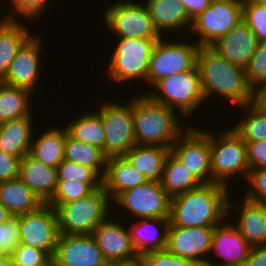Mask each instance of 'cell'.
Returning <instances> with one entry per match:
<instances>
[{
	"label": "cell",
	"instance_id": "obj_1",
	"mask_svg": "<svg viewBox=\"0 0 266 266\" xmlns=\"http://www.w3.org/2000/svg\"><path fill=\"white\" fill-rule=\"evenodd\" d=\"M230 188L219 184H201L170 200L171 225L179 227H215L227 217Z\"/></svg>",
	"mask_w": 266,
	"mask_h": 266
},
{
	"label": "cell",
	"instance_id": "obj_2",
	"mask_svg": "<svg viewBox=\"0 0 266 266\" xmlns=\"http://www.w3.org/2000/svg\"><path fill=\"white\" fill-rule=\"evenodd\" d=\"M197 66L205 100L217 94L238 107L255 101V93L247 82L245 69L230 63L211 47H199Z\"/></svg>",
	"mask_w": 266,
	"mask_h": 266
},
{
	"label": "cell",
	"instance_id": "obj_3",
	"mask_svg": "<svg viewBox=\"0 0 266 266\" xmlns=\"http://www.w3.org/2000/svg\"><path fill=\"white\" fill-rule=\"evenodd\" d=\"M179 115L174 109L153 101L146 93L133 98V122L136 145L171 148L186 131L180 126ZM183 128V129H182Z\"/></svg>",
	"mask_w": 266,
	"mask_h": 266
},
{
	"label": "cell",
	"instance_id": "obj_4",
	"mask_svg": "<svg viewBox=\"0 0 266 266\" xmlns=\"http://www.w3.org/2000/svg\"><path fill=\"white\" fill-rule=\"evenodd\" d=\"M110 198L101 186L78 200L60 204L55 210L58 216L59 234H92L94 229L110 217Z\"/></svg>",
	"mask_w": 266,
	"mask_h": 266
},
{
	"label": "cell",
	"instance_id": "obj_5",
	"mask_svg": "<svg viewBox=\"0 0 266 266\" xmlns=\"http://www.w3.org/2000/svg\"><path fill=\"white\" fill-rule=\"evenodd\" d=\"M150 89L145 93L153 101L180 111L184 118L194 114L205 101L197 64L191 70L160 79Z\"/></svg>",
	"mask_w": 266,
	"mask_h": 266
},
{
	"label": "cell",
	"instance_id": "obj_6",
	"mask_svg": "<svg viewBox=\"0 0 266 266\" xmlns=\"http://www.w3.org/2000/svg\"><path fill=\"white\" fill-rule=\"evenodd\" d=\"M209 143L212 180L228 188L231 177L230 181L234 180L235 176L245 180L250 167L246 142L242 137L233 128L218 132L216 135L209 130Z\"/></svg>",
	"mask_w": 266,
	"mask_h": 266
},
{
	"label": "cell",
	"instance_id": "obj_7",
	"mask_svg": "<svg viewBox=\"0 0 266 266\" xmlns=\"http://www.w3.org/2000/svg\"><path fill=\"white\" fill-rule=\"evenodd\" d=\"M159 40L118 38L105 73L115 84H123L127 80L130 83L133 80L146 82L152 49Z\"/></svg>",
	"mask_w": 266,
	"mask_h": 266
},
{
	"label": "cell",
	"instance_id": "obj_8",
	"mask_svg": "<svg viewBox=\"0 0 266 266\" xmlns=\"http://www.w3.org/2000/svg\"><path fill=\"white\" fill-rule=\"evenodd\" d=\"M129 103L104 101L96 111L105 131L103 154L108 158L123 157L136 145L133 122V98Z\"/></svg>",
	"mask_w": 266,
	"mask_h": 266
},
{
	"label": "cell",
	"instance_id": "obj_9",
	"mask_svg": "<svg viewBox=\"0 0 266 266\" xmlns=\"http://www.w3.org/2000/svg\"><path fill=\"white\" fill-rule=\"evenodd\" d=\"M103 8L104 23L119 38L161 39L144 3L118 0Z\"/></svg>",
	"mask_w": 266,
	"mask_h": 266
},
{
	"label": "cell",
	"instance_id": "obj_10",
	"mask_svg": "<svg viewBox=\"0 0 266 266\" xmlns=\"http://www.w3.org/2000/svg\"><path fill=\"white\" fill-rule=\"evenodd\" d=\"M168 37H162L152 49L146 83L149 87L164 77L191 70L197 64L200 46L196 42H168Z\"/></svg>",
	"mask_w": 266,
	"mask_h": 266
},
{
	"label": "cell",
	"instance_id": "obj_11",
	"mask_svg": "<svg viewBox=\"0 0 266 266\" xmlns=\"http://www.w3.org/2000/svg\"><path fill=\"white\" fill-rule=\"evenodd\" d=\"M189 126L171 146L170 153L193 174L201 184L215 183L211 172L209 131Z\"/></svg>",
	"mask_w": 266,
	"mask_h": 266
},
{
	"label": "cell",
	"instance_id": "obj_12",
	"mask_svg": "<svg viewBox=\"0 0 266 266\" xmlns=\"http://www.w3.org/2000/svg\"><path fill=\"white\" fill-rule=\"evenodd\" d=\"M243 20V5L212 0L211 5L192 20L189 33L200 47H210Z\"/></svg>",
	"mask_w": 266,
	"mask_h": 266
},
{
	"label": "cell",
	"instance_id": "obj_13",
	"mask_svg": "<svg viewBox=\"0 0 266 266\" xmlns=\"http://www.w3.org/2000/svg\"><path fill=\"white\" fill-rule=\"evenodd\" d=\"M16 217L20 243L41 249L53 258L59 236L56 210L45 203L33 212Z\"/></svg>",
	"mask_w": 266,
	"mask_h": 266
},
{
	"label": "cell",
	"instance_id": "obj_14",
	"mask_svg": "<svg viewBox=\"0 0 266 266\" xmlns=\"http://www.w3.org/2000/svg\"><path fill=\"white\" fill-rule=\"evenodd\" d=\"M171 197L161 182L146 183L121 193L114 203L124 208L135 219L169 218Z\"/></svg>",
	"mask_w": 266,
	"mask_h": 266
},
{
	"label": "cell",
	"instance_id": "obj_15",
	"mask_svg": "<svg viewBox=\"0 0 266 266\" xmlns=\"http://www.w3.org/2000/svg\"><path fill=\"white\" fill-rule=\"evenodd\" d=\"M107 217L92 232L96 244L110 266L135 265L139 263L129 229L113 216Z\"/></svg>",
	"mask_w": 266,
	"mask_h": 266
},
{
	"label": "cell",
	"instance_id": "obj_16",
	"mask_svg": "<svg viewBox=\"0 0 266 266\" xmlns=\"http://www.w3.org/2000/svg\"><path fill=\"white\" fill-rule=\"evenodd\" d=\"M42 44L41 37L33 33L18 49L6 75L0 81L33 94L38 87L42 70L39 64L42 62L39 59L42 55Z\"/></svg>",
	"mask_w": 266,
	"mask_h": 266
},
{
	"label": "cell",
	"instance_id": "obj_17",
	"mask_svg": "<svg viewBox=\"0 0 266 266\" xmlns=\"http://www.w3.org/2000/svg\"><path fill=\"white\" fill-rule=\"evenodd\" d=\"M52 259L55 266H110L92 234H59Z\"/></svg>",
	"mask_w": 266,
	"mask_h": 266
},
{
	"label": "cell",
	"instance_id": "obj_18",
	"mask_svg": "<svg viewBox=\"0 0 266 266\" xmlns=\"http://www.w3.org/2000/svg\"><path fill=\"white\" fill-rule=\"evenodd\" d=\"M213 231L214 227H179L169 224L166 248L179 257L206 266Z\"/></svg>",
	"mask_w": 266,
	"mask_h": 266
},
{
	"label": "cell",
	"instance_id": "obj_19",
	"mask_svg": "<svg viewBox=\"0 0 266 266\" xmlns=\"http://www.w3.org/2000/svg\"><path fill=\"white\" fill-rule=\"evenodd\" d=\"M226 221L216 225L212 234L210 255L214 253L217 259L222 257L221 261L217 264L209 257L206 266H243L248 257L252 246L232 222Z\"/></svg>",
	"mask_w": 266,
	"mask_h": 266
},
{
	"label": "cell",
	"instance_id": "obj_20",
	"mask_svg": "<svg viewBox=\"0 0 266 266\" xmlns=\"http://www.w3.org/2000/svg\"><path fill=\"white\" fill-rule=\"evenodd\" d=\"M258 43L254 32L242 20L210 47L230 63L245 69L255 53Z\"/></svg>",
	"mask_w": 266,
	"mask_h": 266
},
{
	"label": "cell",
	"instance_id": "obj_21",
	"mask_svg": "<svg viewBox=\"0 0 266 266\" xmlns=\"http://www.w3.org/2000/svg\"><path fill=\"white\" fill-rule=\"evenodd\" d=\"M235 204L228 198L227 216L229 217V213L231 215L235 213L233 210H238L239 214L233 220V224L241 235L252 247L266 245V205L255 203L245 198H243V204L242 202L240 203L242 207ZM239 210L241 211L239 212Z\"/></svg>",
	"mask_w": 266,
	"mask_h": 266
},
{
	"label": "cell",
	"instance_id": "obj_22",
	"mask_svg": "<svg viewBox=\"0 0 266 266\" xmlns=\"http://www.w3.org/2000/svg\"><path fill=\"white\" fill-rule=\"evenodd\" d=\"M159 224L161 228L157 226ZM169 224V218L162 217L140 218L131 222L128 229L139 257L147 252L166 248Z\"/></svg>",
	"mask_w": 266,
	"mask_h": 266
},
{
	"label": "cell",
	"instance_id": "obj_23",
	"mask_svg": "<svg viewBox=\"0 0 266 266\" xmlns=\"http://www.w3.org/2000/svg\"><path fill=\"white\" fill-rule=\"evenodd\" d=\"M147 180L124 157H112L106 161V170L102 186L107 192L111 204L121 193L146 183Z\"/></svg>",
	"mask_w": 266,
	"mask_h": 266
},
{
	"label": "cell",
	"instance_id": "obj_24",
	"mask_svg": "<svg viewBox=\"0 0 266 266\" xmlns=\"http://www.w3.org/2000/svg\"><path fill=\"white\" fill-rule=\"evenodd\" d=\"M150 18L155 29L161 36L170 31L174 34L180 29H191L192 20L189 18L180 0H145ZM165 30V31H164Z\"/></svg>",
	"mask_w": 266,
	"mask_h": 266
},
{
	"label": "cell",
	"instance_id": "obj_25",
	"mask_svg": "<svg viewBox=\"0 0 266 266\" xmlns=\"http://www.w3.org/2000/svg\"><path fill=\"white\" fill-rule=\"evenodd\" d=\"M44 203L52 196L56 188V168L47 166L30 153L20 161L18 176Z\"/></svg>",
	"mask_w": 266,
	"mask_h": 266
},
{
	"label": "cell",
	"instance_id": "obj_26",
	"mask_svg": "<svg viewBox=\"0 0 266 266\" xmlns=\"http://www.w3.org/2000/svg\"><path fill=\"white\" fill-rule=\"evenodd\" d=\"M32 118L33 115H27L0 123V150L2 152L21 159L30 153L34 135Z\"/></svg>",
	"mask_w": 266,
	"mask_h": 266
},
{
	"label": "cell",
	"instance_id": "obj_27",
	"mask_svg": "<svg viewBox=\"0 0 266 266\" xmlns=\"http://www.w3.org/2000/svg\"><path fill=\"white\" fill-rule=\"evenodd\" d=\"M0 203L14 217L33 212L45 204L19 177L0 182Z\"/></svg>",
	"mask_w": 266,
	"mask_h": 266
},
{
	"label": "cell",
	"instance_id": "obj_28",
	"mask_svg": "<svg viewBox=\"0 0 266 266\" xmlns=\"http://www.w3.org/2000/svg\"><path fill=\"white\" fill-rule=\"evenodd\" d=\"M169 153L168 147L134 145L123 157L142 173L147 181L161 182L163 165Z\"/></svg>",
	"mask_w": 266,
	"mask_h": 266
},
{
	"label": "cell",
	"instance_id": "obj_29",
	"mask_svg": "<svg viewBox=\"0 0 266 266\" xmlns=\"http://www.w3.org/2000/svg\"><path fill=\"white\" fill-rule=\"evenodd\" d=\"M22 22L0 18V80L6 75L18 49L33 34Z\"/></svg>",
	"mask_w": 266,
	"mask_h": 266
},
{
	"label": "cell",
	"instance_id": "obj_30",
	"mask_svg": "<svg viewBox=\"0 0 266 266\" xmlns=\"http://www.w3.org/2000/svg\"><path fill=\"white\" fill-rule=\"evenodd\" d=\"M36 139L33 137L30 154L47 166L56 168L64 160L66 128L46 129Z\"/></svg>",
	"mask_w": 266,
	"mask_h": 266
},
{
	"label": "cell",
	"instance_id": "obj_31",
	"mask_svg": "<svg viewBox=\"0 0 266 266\" xmlns=\"http://www.w3.org/2000/svg\"><path fill=\"white\" fill-rule=\"evenodd\" d=\"M69 122L64 127L70 137L104 149L105 131L101 116L95 109L84 112Z\"/></svg>",
	"mask_w": 266,
	"mask_h": 266
},
{
	"label": "cell",
	"instance_id": "obj_32",
	"mask_svg": "<svg viewBox=\"0 0 266 266\" xmlns=\"http://www.w3.org/2000/svg\"><path fill=\"white\" fill-rule=\"evenodd\" d=\"M30 91L0 81V123L32 115Z\"/></svg>",
	"mask_w": 266,
	"mask_h": 266
},
{
	"label": "cell",
	"instance_id": "obj_33",
	"mask_svg": "<svg viewBox=\"0 0 266 266\" xmlns=\"http://www.w3.org/2000/svg\"><path fill=\"white\" fill-rule=\"evenodd\" d=\"M64 160L92 168L101 178L106 170L107 158L102 149L94 145L77 141L66 131Z\"/></svg>",
	"mask_w": 266,
	"mask_h": 266
},
{
	"label": "cell",
	"instance_id": "obj_34",
	"mask_svg": "<svg viewBox=\"0 0 266 266\" xmlns=\"http://www.w3.org/2000/svg\"><path fill=\"white\" fill-rule=\"evenodd\" d=\"M161 184L170 197L201 185L187 168L171 153L165 159Z\"/></svg>",
	"mask_w": 266,
	"mask_h": 266
},
{
	"label": "cell",
	"instance_id": "obj_35",
	"mask_svg": "<svg viewBox=\"0 0 266 266\" xmlns=\"http://www.w3.org/2000/svg\"><path fill=\"white\" fill-rule=\"evenodd\" d=\"M240 108L245 116L232 128L245 142L266 141V112L255 102Z\"/></svg>",
	"mask_w": 266,
	"mask_h": 266
},
{
	"label": "cell",
	"instance_id": "obj_36",
	"mask_svg": "<svg viewBox=\"0 0 266 266\" xmlns=\"http://www.w3.org/2000/svg\"><path fill=\"white\" fill-rule=\"evenodd\" d=\"M102 183H84L77 180H57L53 196L46 202L56 209L60 204L78 200L98 189Z\"/></svg>",
	"mask_w": 266,
	"mask_h": 266
},
{
	"label": "cell",
	"instance_id": "obj_37",
	"mask_svg": "<svg viewBox=\"0 0 266 266\" xmlns=\"http://www.w3.org/2000/svg\"><path fill=\"white\" fill-rule=\"evenodd\" d=\"M245 74L254 93L266 85V42L258 43L255 53L245 68Z\"/></svg>",
	"mask_w": 266,
	"mask_h": 266
},
{
	"label": "cell",
	"instance_id": "obj_38",
	"mask_svg": "<svg viewBox=\"0 0 266 266\" xmlns=\"http://www.w3.org/2000/svg\"><path fill=\"white\" fill-rule=\"evenodd\" d=\"M57 180H77L84 183H102V178L90 167L63 160L56 167Z\"/></svg>",
	"mask_w": 266,
	"mask_h": 266
},
{
	"label": "cell",
	"instance_id": "obj_39",
	"mask_svg": "<svg viewBox=\"0 0 266 266\" xmlns=\"http://www.w3.org/2000/svg\"><path fill=\"white\" fill-rule=\"evenodd\" d=\"M139 266H202L196 261L173 254L167 248L147 252L139 257Z\"/></svg>",
	"mask_w": 266,
	"mask_h": 266
},
{
	"label": "cell",
	"instance_id": "obj_40",
	"mask_svg": "<svg viewBox=\"0 0 266 266\" xmlns=\"http://www.w3.org/2000/svg\"><path fill=\"white\" fill-rule=\"evenodd\" d=\"M9 1H11L10 7L12 6L11 8L13 9L12 10L9 9V14L8 15L6 14L5 16L2 17L8 20H17L20 17L21 18L24 17L23 19L25 20L28 18L30 20L39 18V15L41 16L44 15L45 9H47V6L50 5L48 4L50 0H9ZM16 15L18 18L16 17Z\"/></svg>",
	"mask_w": 266,
	"mask_h": 266
},
{
	"label": "cell",
	"instance_id": "obj_41",
	"mask_svg": "<svg viewBox=\"0 0 266 266\" xmlns=\"http://www.w3.org/2000/svg\"><path fill=\"white\" fill-rule=\"evenodd\" d=\"M243 21L254 32L258 42H266V5L244 4Z\"/></svg>",
	"mask_w": 266,
	"mask_h": 266
},
{
	"label": "cell",
	"instance_id": "obj_42",
	"mask_svg": "<svg viewBox=\"0 0 266 266\" xmlns=\"http://www.w3.org/2000/svg\"><path fill=\"white\" fill-rule=\"evenodd\" d=\"M14 266H44L51 257L43 250L22 243L11 254Z\"/></svg>",
	"mask_w": 266,
	"mask_h": 266
},
{
	"label": "cell",
	"instance_id": "obj_43",
	"mask_svg": "<svg viewBox=\"0 0 266 266\" xmlns=\"http://www.w3.org/2000/svg\"><path fill=\"white\" fill-rule=\"evenodd\" d=\"M248 189H246V200L266 205V168L250 169L246 180Z\"/></svg>",
	"mask_w": 266,
	"mask_h": 266
},
{
	"label": "cell",
	"instance_id": "obj_44",
	"mask_svg": "<svg viewBox=\"0 0 266 266\" xmlns=\"http://www.w3.org/2000/svg\"><path fill=\"white\" fill-rule=\"evenodd\" d=\"M19 243V219L13 216L0 223V250L4 255H11Z\"/></svg>",
	"mask_w": 266,
	"mask_h": 266
},
{
	"label": "cell",
	"instance_id": "obj_45",
	"mask_svg": "<svg viewBox=\"0 0 266 266\" xmlns=\"http://www.w3.org/2000/svg\"><path fill=\"white\" fill-rule=\"evenodd\" d=\"M250 169L266 168V141L246 142Z\"/></svg>",
	"mask_w": 266,
	"mask_h": 266
},
{
	"label": "cell",
	"instance_id": "obj_46",
	"mask_svg": "<svg viewBox=\"0 0 266 266\" xmlns=\"http://www.w3.org/2000/svg\"><path fill=\"white\" fill-rule=\"evenodd\" d=\"M21 158L0 150V182L18 178Z\"/></svg>",
	"mask_w": 266,
	"mask_h": 266
},
{
	"label": "cell",
	"instance_id": "obj_47",
	"mask_svg": "<svg viewBox=\"0 0 266 266\" xmlns=\"http://www.w3.org/2000/svg\"><path fill=\"white\" fill-rule=\"evenodd\" d=\"M191 20L207 9L212 0H180Z\"/></svg>",
	"mask_w": 266,
	"mask_h": 266
},
{
	"label": "cell",
	"instance_id": "obj_48",
	"mask_svg": "<svg viewBox=\"0 0 266 266\" xmlns=\"http://www.w3.org/2000/svg\"><path fill=\"white\" fill-rule=\"evenodd\" d=\"M243 266H266V245L251 247Z\"/></svg>",
	"mask_w": 266,
	"mask_h": 266
},
{
	"label": "cell",
	"instance_id": "obj_49",
	"mask_svg": "<svg viewBox=\"0 0 266 266\" xmlns=\"http://www.w3.org/2000/svg\"><path fill=\"white\" fill-rule=\"evenodd\" d=\"M266 112V85L255 92V101Z\"/></svg>",
	"mask_w": 266,
	"mask_h": 266
},
{
	"label": "cell",
	"instance_id": "obj_50",
	"mask_svg": "<svg viewBox=\"0 0 266 266\" xmlns=\"http://www.w3.org/2000/svg\"><path fill=\"white\" fill-rule=\"evenodd\" d=\"M13 217L10 212L0 203V223H4Z\"/></svg>",
	"mask_w": 266,
	"mask_h": 266
},
{
	"label": "cell",
	"instance_id": "obj_51",
	"mask_svg": "<svg viewBox=\"0 0 266 266\" xmlns=\"http://www.w3.org/2000/svg\"><path fill=\"white\" fill-rule=\"evenodd\" d=\"M0 266H14L11 255H3L0 257Z\"/></svg>",
	"mask_w": 266,
	"mask_h": 266
},
{
	"label": "cell",
	"instance_id": "obj_52",
	"mask_svg": "<svg viewBox=\"0 0 266 266\" xmlns=\"http://www.w3.org/2000/svg\"><path fill=\"white\" fill-rule=\"evenodd\" d=\"M244 4H261L266 5V0H245Z\"/></svg>",
	"mask_w": 266,
	"mask_h": 266
},
{
	"label": "cell",
	"instance_id": "obj_53",
	"mask_svg": "<svg viewBox=\"0 0 266 266\" xmlns=\"http://www.w3.org/2000/svg\"><path fill=\"white\" fill-rule=\"evenodd\" d=\"M215 1H221V2H230L234 4L244 5L245 0H215Z\"/></svg>",
	"mask_w": 266,
	"mask_h": 266
},
{
	"label": "cell",
	"instance_id": "obj_54",
	"mask_svg": "<svg viewBox=\"0 0 266 266\" xmlns=\"http://www.w3.org/2000/svg\"><path fill=\"white\" fill-rule=\"evenodd\" d=\"M44 266H55L53 259L51 258Z\"/></svg>",
	"mask_w": 266,
	"mask_h": 266
},
{
	"label": "cell",
	"instance_id": "obj_55",
	"mask_svg": "<svg viewBox=\"0 0 266 266\" xmlns=\"http://www.w3.org/2000/svg\"><path fill=\"white\" fill-rule=\"evenodd\" d=\"M115 266H139V265L135 264V265H115Z\"/></svg>",
	"mask_w": 266,
	"mask_h": 266
}]
</instances>
